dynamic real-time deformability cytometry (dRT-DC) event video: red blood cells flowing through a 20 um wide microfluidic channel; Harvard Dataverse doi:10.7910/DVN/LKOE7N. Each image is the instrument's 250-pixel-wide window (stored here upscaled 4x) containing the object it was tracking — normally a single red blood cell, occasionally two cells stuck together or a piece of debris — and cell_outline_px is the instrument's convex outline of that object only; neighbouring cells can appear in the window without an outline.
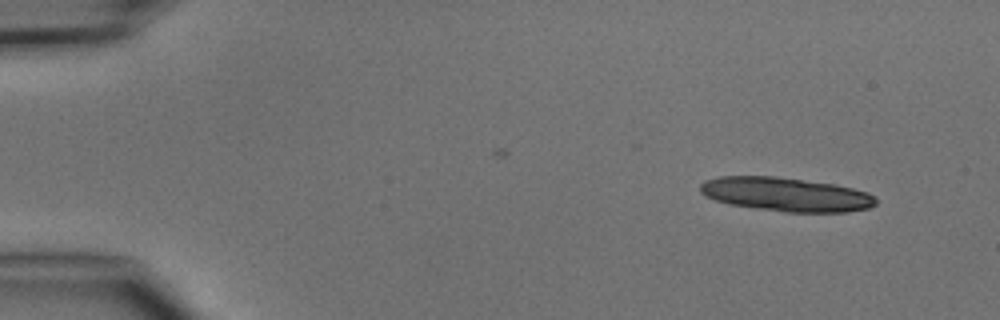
{"species": "common noctule bat (a hibernating species)", "species_latin": "Nyctalus noctula", "temperature_condition": "cold", "stored_images_in_passage": 3, "camera_frame_rate_fps": 3000, "um_per_image_px": 0.085, "animal": {"sex": "male", "body_mass_g": 15.6}, "frame": {"image": 1, "passage_image": 1, "time_ms": 0.0, "image_size_px": [1000, 320], "cell_outline_px": [[876, 204], [868, 208], [848, 212], [784, 212], [732, 204], [716, 200], [704, 196], [700, 192], [700, 184], [704, 180], [720, 176], [776, 176], [836, 184], [868, 192], [876, 196]], "centroid_in_image_um": [66.83, 16.51], "position_along_channel_um": 18.2, "area_um2": 34.8}}